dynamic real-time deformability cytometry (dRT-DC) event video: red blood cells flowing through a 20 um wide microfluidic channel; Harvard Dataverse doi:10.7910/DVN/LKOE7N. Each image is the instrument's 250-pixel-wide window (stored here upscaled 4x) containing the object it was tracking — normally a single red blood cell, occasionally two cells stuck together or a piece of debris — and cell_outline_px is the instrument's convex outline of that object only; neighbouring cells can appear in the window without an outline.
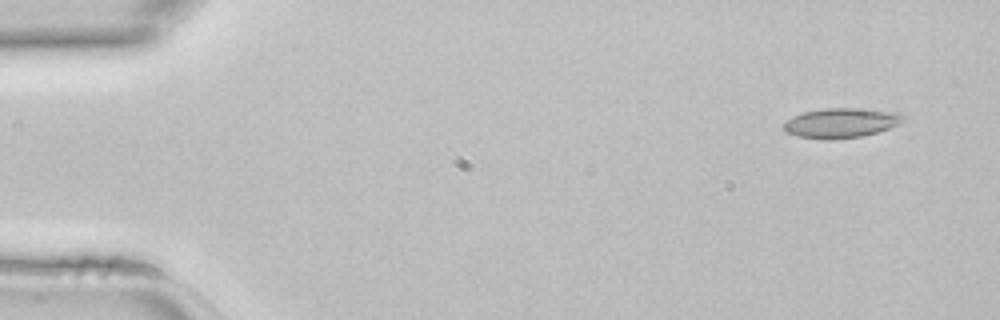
{"species": "common noctule bat (a hibernating species)", "species_latin": "Nyctalus noctula", "temperature_condition": "room temperature", "stored_images_in_passage": 43, "camera_frame_rate_fps": 3000, "um_per_image_px": 0.085, "animal": {"sex": "female", "body_mass_g": 22.7, "forearm_length_mm": 54.2}, "frame": {"image": 1, "passage_image": 1, "time_ms": 0.0, "image_size_px": [1000, 320], "cell_outline_px": [[904, 120], [900, 124], [876, 132], [860, 136], [828, 140], [824, 140], [796, 136], [788, 132], [784, 128], [784, 124], [792, 116], [804, 112], [824, 108], [852, 108], [896, 112], [904, 116]], "centroid_in_image_um": [71.47, 10.45], "position_along_channel_um": 13.5, "area_um2": 20.46}}
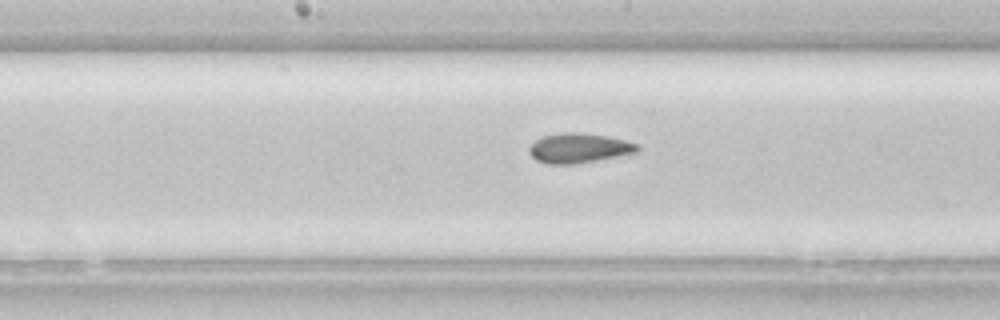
{"frame": {"image": 2, "passage_image": 21, "time_ms": 6.667, "image_size_px": [1000, 320], "cell_outline_px": [[640, 152], [576, 164], [548, 164], [536, 160], [528, 152], [528, 148], [540, 136], [564, 132], [576, 132], [608, 136], [640, 144]], "centroid_in_image_um": [49.23, 12.59], "position_along_channel_um": 199.0, "area_um2": 18.96}}
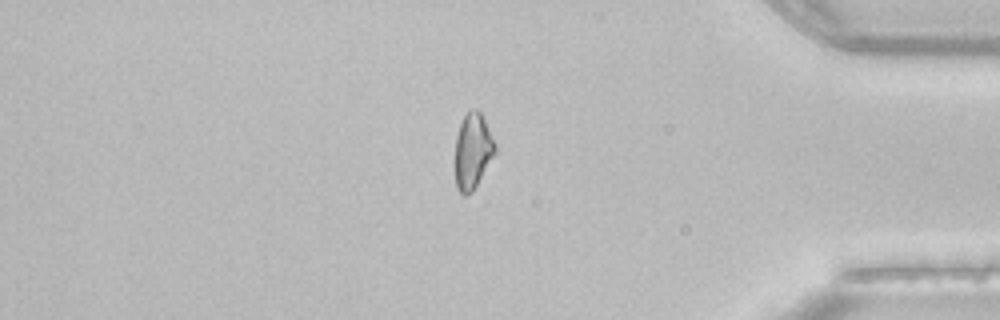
{"frame": {"image": 3, "passage_image": 36, "time_ms": 11.667, "image_size_px": [1000, 320], "cell_outline_px": [[496, 152], [472, 192], [464, 196], [456, 188], [456, 136], [460, 124], [464, 116], [472, 108], [476, 108], [480, 112], [496, 144]], "centroid_in_image_um": [40.18, 12.84], "position_along_channel_um": 395.0, "area_um2": 17.34}}